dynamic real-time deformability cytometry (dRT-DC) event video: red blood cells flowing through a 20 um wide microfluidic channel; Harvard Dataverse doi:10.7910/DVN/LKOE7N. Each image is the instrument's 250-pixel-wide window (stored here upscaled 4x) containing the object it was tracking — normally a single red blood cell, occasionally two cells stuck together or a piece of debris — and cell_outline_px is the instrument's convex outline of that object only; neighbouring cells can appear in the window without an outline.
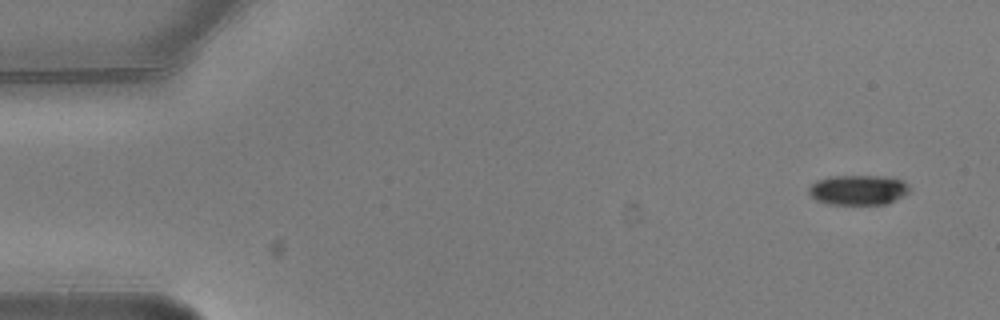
{"species": "common noctule bat (a hibernating species)", "species_latin": "Nyctalus noctula", "temperature_condition": "warm", "stored_images_in_passage": 8, "camera_frame_rate_fps": 3000, "um_per_image_px": 0.085, "animal": {"sex": "male", "body_mass_g": 20.5, "forearm_length_mm": 52.5}, "frame": {"image": 1, "passage_image": 1, "time_ms": 0.0, "image_size_px": [1000, 320], "cell_outline_px": [[912, 192], [884, 204], [828, 204], [816, 200], [808, 192], [808, 188], [816, 180], [832, 176], [880, 176], [904, 180], [912, 188]], "centroid_in_image_um": [72.98, 16.14], "position_along_channel_um": 12.0, "area_um2": 17.69}}
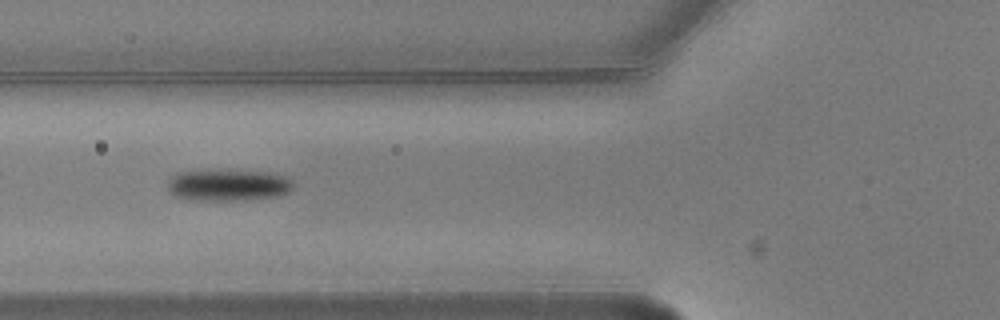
{"frame": {"image": 2, "passage_image": 6, "time_ms": 1.667, "image_size_px": [1000, 320], "cell_outline_px": [[292, 188], [288, 192], [276, 196], [252, 200], [192, 200], [176, 196], [168, 188], [168, 180], [176, 172], [272, 172], [288, 176], [292, 180]], "centroid_in_image_um": [19.44, 15.76], "position_along_channel_um": 106.4, "area_um2": 22.6}}
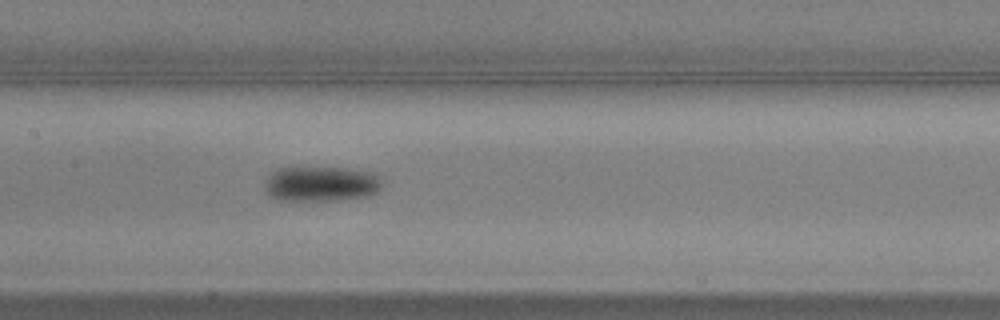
{"frame": {"image": 3, "passage_image": 8, "time_ms": 2.333, "image_size_px": [1000, 320], "cell_outline_px": [[384, 184], [376, 192], [368, 196], [344, 200], [280, 200], [272, 196], [264, 188], [264, 180], [276, 168], [348, 168], [372, 172], [380, 176]], "centroid_in_image_um": [27.33, 15.63], "position_along_channel_um": 180.1, "area_um2": 24.22}}